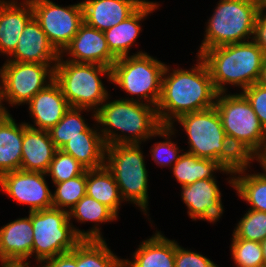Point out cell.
<instances>
[{"mask_svg":"<svg viewBox=\"0 0 266 267\" xmlns=\"http://www.w3.org/2000/svg\"><path fill=\"white\" fill-rule=\"evenodd\" d=\"M194 67L170 69L166 65L161 95L156 106L162 126L175 124L183 114L205 110L215 106L217 91L205 62L197 56Z\"/></svg>","mask_w":266,"mask_h":267,"instance_id":"1","label":"cell"},{"mask_svg":"<svg viewBox=\"0 0 266 267\" xmlns=\"http://www.w3.org/2000/svg\"><path fill=\"white\" fill-rule=\"evenodd\" d=\"M109 97L95 112L94 120L106 146L141 144L157 137L162 125L156 107L121 98L109 101Z\"/></svg>","mask_w":266,"mask_h":267,"instance_id":"2","label":"cell"},{"mask_svg":"<svg viewBox=\"0 0 266 267\" xmlns=\"http://www.w3.org/2000/svg\"><path fill=\"white\" fill-rule=\"evenodd\" d=\"M199 56L218 94L227 93L228 85L243 91L257 83L266 58L253 40L211 48Z\"/></svg>","mask_w":266,"mask_h":267,"instance_id":"3","label":"cell"},{"mask_svg":"<svg viewBox=\"0 0 266 267\" xmlns=\"http://www.w3.org/2000/svg\"><path fill=\"white\" fill-rule=\"evenodd\" d=\"M106 76L111 83V68L87 63H74L60 55L54 68V81L61 88L62 94L70 107L91 110L95 120V112L110 95L101 80Z\"/></svg>","mask_w":266,"mask_h":267,"instance_id":"4","label":"cell"},{"mask_svg":"<svg viewBox=\"0 0 266 267\" xmlns=\"http://www.w3.org/2000/svg\"><path fill=\"white\" fill-rule=\"evenodd\" d=\"M218 2L206 22L204 39L196 56L211 48L253 40L258 14L256 0Z\"/></svg>","mask_w":266,"mask_h":267,"instance_id":"5","label":"cell"},{"mask_svg":"<svg viewBox=\"0 0 266 267\" xmlns=\"http://www.w3.org/2000/svg\"><path fill=\"white\" fill-rule=\"evenodd\" d=\"M165 67L164 62L147 52L138 50L131 56L116 60L111 68V83L132 96L121 99L143 102L156 107L161 95Z\"/></svg>","mask_w":266,"mask_h":267,"instance_id":"6","label":"cell"},{"mask_svg":"<svg viewBox=\"0 0 266 267\" xmlns=\"http://www.w3.org/2000/svg\"><path fill=\"white\" fill-rule=\"evenodd\" d=\"M141 144L106 146L105 167L112 173L123 201L138 206L148 214V171Z\"/></svg>","mask_w":266,"mask_h":267,"instance_id":"7","label":"cell"},{"mask_svg":"<svg viewBox=\"0 0 266 267\" xmlns=\"http://www.w3.org/2000/svg\"><path fill=\"white\" fill-rule=\"evenodd\" d=\"M30 218L33 226L32 256L36 264L70 252L86 239V231L73 225L67 211L51 207L30 212Z\"/></svg>","mask_w":266,"mask_h":267,"instance_id":"8","label":"cell"},{"mask_svg":"<svg viewBox=\"0 0 266 267\" xmlns=\"http://www.w3.org/2000/svg\"><path fill=\"white\" fill-rule=\"evenodd\" d=\"M215 107L225 134L247 143L262 157L266 151V130L247 98L241 92L219 93Z\"/></svg>","mask_w":266,"mask_h":267,"instance_id":"9","label":"cell"},{"mask_svg":"<svg viewBox=\"0 0 266 267\" xmlns=\"http://www.w3.org/2000/svg\"><path fill=\"white\" fill-rule=\"evenodd\" d=\"M56 64L5 61L0 67L6 102L22 106L54 81Z\"/></svg>","mask_w":266,"mask_h":267,"instance_id":"10","label":"cell"},{"mask_svg":"<svg viewBox=\"0 0 266 267\" xmlns=\"http://www.w3.org/2000/svg\"><path fill=\"white\" fill-rule=\"evenodd\" d=\"M176 121L188 138L189 149L185 152L219 163L222 140L226 134L215 106L183 114Z\"/></svg>","mask_w":266,"mask_h":267,"instance_id":"11","label":"cell"},{"mask_svg":"<svg viewBox=\"0 0 266 267\" xmlns=\"http://www.w3.org/2000/svg\"><path fill=\"white\" fill-rule=\"evenodd\" d=\"M33 17L61 54L84 23L81 2L63 6L52 0H30Z\"/></svg>","mask_w":266,"mask_h":267,"instance_id":"12","label":"cell"},{"mask_svg":"<svg viewBox=\"0 0 266 267\" xmlns=\"http://www.w3.org/2000/svg\"><path fill=\"white\" fill-rule=\"evenodd\" d=\"M46 173L16 170L0 176V190L17 204H25L29 212L53 207L52 191Z\"/></svg>","mask_w":266,"mask_h":267,"instance_id":"13","label":"cell"},{"mask_svg":"<svg viewBox=\"0 0 266 267\" xmlns=\"http://www.w3.org/2000/svg\"><path fill=\"white\" fill-rule=\"evenodd\" d=\"M221 196L216 178L197 180L193 184L181 186L182 201L188 209V216L194 221L218 222L224 211Z\"/></svg>","mask_w":266,"mask_h":267,"instance_id":"14","label":"cell"},{"mask_svg":"<svg viewBox=\"0 0 266 267\" xmlns=\"http://www.w3.org/2000/svg\"><path fill=\"white\" fill-rule=\"evenodd\" d=\"M61 56H68L66 60L74 63L98 64L109 68H112L117 60L110 52L104 31L85 23L80 26Z\"/></svg>","mask_w":266,"mask_h":267,"instance_id":"15","label":"cell"},{"mask_svg":"<svg viewBox=\"0 0 266 267\" xmlns=\"http://www.w3.org/2000/svg\"><path fill=\"white\" fill-rule=\"evenodd\" d=\"M60 55L49 41L38 21L32 17L25 25L15 50L5 60L56 64Z\"/></svg>","mask_w":266,"mask_h":267,"instance_id":"16","label":"cell"},{"mask_svg":"<svg viewBox=\"0 0 266 267\" xmlns=\"http://www.w3.org/2000/svg\"><path fill=\"white\" fill-rule=\"evenodd\" d=\"M27 104L34 124L30 122H25V124L33 129L46 131L54 127L70 108L61 88L55 81L39 91Z\"/></svg>","mask_w":266,"mask_h":267,"instance_id":"17","label":"cell"},{"mask_svg":"<svg viewBox=\"0 0 266 267\" xmlns=\"http://www.w3.org/2000/svg\"><path fill=\"white\" fill-rule=\"evenodd\" d=\"M33 226L28 217L17 218L0 228V263L27 262L32 257Z\"/></svg>","mask_w":266,"mask_h":267,"instance_id":"18","label":"cell"},{"mask_svg":"<svg viewBox=\"0 0 266 267\" xmlns=\"http://www.w3.org/2000/svg\"><path fill=\"white\" fill-rule=\"evenodd\" d=\"M146 0H82L84 23L105 31L131 16Z\"/></svg>","mask_w":266,"mask_h":267,"instance_id":"19","label":"cell"},{"mask_svg":"<svg viewBox=\"0 0 266 267\" xmlns=\"http://www.w3.org/2000/svg\"><path fill=\"white\" fill-rule=\"evenodd\" d=\"M33 17L30 0H0V53L8 58L15 50L27 22Z\"/></svg>","mask_w":266,"mask_h":267,"instance_id":"20","label":"cell"},{"mask_svg":"<svg viewBox=\"0 0 266 267\" xmlns=\"http://www.w3.org/2000/svg\"><path fill=\"white\" fill-rule=\"evenodd\" d=\"M160 4L146 0L131 16L104 31L110 52L118 59L129 56L130 48L135 44L140 32L141 21L159 9Z\"/></svg>","mask_w":266,"mask_h":267,"instance_id":"21","label":"cell"},{"mask_svg":"<svg viewBox=\"0 0 266 267\" xmlns=\"http://www.w3.org/2000/svg\"><path fill=\"white\" fill-rule=\"evenodd\" d=\"M56 151L48 131L33 129L23 122L21 170L46 173Z\"/></svg>","mask_w":266,"mask_h":267,"instance_id":"22","label":"cell"},{"mask_svg":"<svg viewBox=\"0 0 266 267\" xmlns=\"http://www.w3.org/2000/svg\"><path fill=\"white\" fill-rule=\"evenodd\" d=\"M138 246L132 260H123V267H175V240L168 239L161 231L156 230Z\"/></svg>","mask_w":266,"mask_h":267,"instance_id":"23","label":"cell"},{"mask_svg":"<svg viewBox=\"0 0 266 267\" xmlns=\"http://www.w3.org/2000/svg\"><path fill=\"white\" fill-rule=\"evenodd\" d=\"M94 126H89L82 132V136L70 139L60 149L74 157L87 170L97 169L105 164L106 144L97 129L98 125Z\"/></svg>","mask_w":266,"mask_h":267,"instance_id":"24","label":"cell"},{"mask_svg":"<svg viewBox=\"0 0 266 267\" xmlns=\"http://www.w3.org/2000/svg\"><path fill=\"white\" fill-rule=\"evenodd\" d=\"M172 173L180 186L193 184L197 180L216 178L214 173L223 172L230 174L227 178L229 185L233 188V176L225 171L216 160L199 158L196 155L183 152L179 160L172 166Z\"/></svg>","mask_w":266,"mask_h":267,"instance_id":"25","label":"cell"},{"mask_svg":"<svg viewBox=\"0 0 266 267\" xmlns=\"http://www.w3.org/2000/svg\"><path fill=\"white\" fill-rule=\"evenodd\" d=\"M23 122L19 125L12 115L0 123V176L21 169Z\"/></svg>","mask_w":266,"mask_h":267,"instance_id":"26","label":"cell"},{"mask_svg":"<svg viewBox=\"0 0 266 267\" xmlns=\"http://www.w3.org/2000/svg\"><path fill=\"white\" fill-rule=\"evenodd\" d=\"M86 195L106 205L119 216L124 201L112 173L105 165L86 171Z\"/></svg>","mask_w":266,"mask_h":267,"instance_id":"27","label":"cell"},{"mask_svg":"<svg viewBox=\"0 0 266 267\" xmlns=\"http://www.w3.org/2000/svg\"><path fill=\"white\" fill-rule=\"evenodd\" d=\"M72 218L81 224L93 222V227L86 231V239L99 240L104 239L99 224L116 221L118 216L106 205L85 195L69 211V219Z\"/></svg>","mask_w":266,"mask_h":267,"instance_id":"28","label":"cell"},{"mask_svg":"<svg viewBox=\"0 0 266 267\" xmlns=\"http://www.w3.org/2000/svg\"><path fill=\"white\" fill-rule=\"evenodd\" d=\"M254 160L261 165V156L247 143L230 135L223 137L219 164L225 171L230 172L232 176L247 171Z\"/></svg>","mask_w":266,"mask_h":267,"instance_id":"29","label":"cell"},{"mask_svg":"<svg viewBox=\"0 0 266 267\" xmlns=\"http://www.w3.org/2000/svg\"><path fill=\"white\" fill-rule=\"evenodd\" d=\"M260 166L263 173L242 171L234 174L233 189L240 199L250 205L249 209L266 212V168Z\"/></svg>","mask_w":266,"mask_h":267,"instance_id":"30","label":"cell"},{"mask_svg":"<svg viewBox=\"0 0 266 267\" xmlns=\"http://www.w3.org/2000/svg\"><path fill=\"white\" fill-rule=\"evenodd\" d=\"M106 239H82L76 245L77 267H123V260L111 251Z\"/></svg>","mask_w":266,"mask_h":267,"instance_id":"31","label":"cell"},{"mask_svg":"<svg viewBox=\"0 0 266 267\" xmlns=\"http://www.w3.org/2000/svg\"><path fill=\"white\" fill-rule=\"evenodd\" d=\"M81 111L90 112L91 110L70 107L63 118L48 131L57 149H61L70 139L82 136V132L89 127Z\"/></svg>","mask_w":266,"mask_h":267,"instance_id":"32","label":"cell"},{"mask_svg":"<svg viewBox=\"0 0 266 267\" xmlns=\"http://www.w3.org/2000/svg\"><path fill=\"white\" fill-rule=\"evenodd\" d=\"M175 125L162 126L157 131V136L163 138V142H155L149 150L153 161L160 167H171L179 160L184 149H180L176 142H172V136L175 135ZM181 154H180V153Z\"/></svg>","mask_w":266,"mask_h":267,"instance_id":"33","label":"cell"},{"mask_svg":"<svg viewBox=\"0 0 266 267\" xmlns=\"http://www.w3.org/2000/svg\"><path fill=\"white\" fill-rule=\"evenodd\" d=\"M53 207L69 212L86 195V172L67 181L54 184Z\"/></svg>","mask_w":266,"mask_h":267,"instance_id":"34","label":"cell"},{"mask_svg":"<svg viewBox=\"0 0 266 267\" xmlns=\"http://www.w3.org/2000/svg\"><path fill=\"white\" fill-rule=\"evenodd\" d=\"M233 235L261 243L266 239V212L248 209L236 224Z\"/></svg>","mask_w":266,"mask_h":267,"instance_id":"35","label":"cell"},{"mask_svg":"<svg viewBox=\"0 0 266 267\" xmlns=\"http://www.w3.org/2000/svg\"><path fill=\"white\" fill-rule=\"evenodd\" d=\"M87 169L70 154L57 149L46 172L52 183H60L84 174Z\"/></svg>","mask_w":266,"mask_h":267,"instance_id":"36","label":"cell"},{"mask_svg":"<svg viewBox=\"0 0 266 267\" xmlns=\"http://www.w3.org/2000/svg\"><path fill=\"white\" fill-rule=\"evenodd\" d=\"M230 249L236 267H256L264 264L259 242L239 239L232 234Z\"/></svg>","mask_w":266,"mask_h":267,"instance_id":"37","label":"cell"},{"mask_svg":"<svg viewBox=\"0 0 266 267\" xmlns=\"http://www.w3.org/2000/svg\"><path fill=\"white\" fill-rule=\"evenodd\" d=\"M175 267H219L209 258L181 247L175 241Z\"/></svg>","mask_w":266,"mask_h":267,"instance_id":"38","label":"cell"},{"mask_svg":"<svg viewBox=\"0 0 266 267\" xmlns=\"http://www.w3.org/2000/svg\"><path fill=\"white\" fill-rule=\"evenodd\" d=\"M240 92L247 98L260 123L266 130V87L255 83Z\"/></svg>","mask_w":266,"mask_h":267,"instance_id":"39","label":"cell"},{"mask_svg":"<svg viewBox=\"0 0 266 267\" xmlns=\"http://www.w3.org/2000/svg\"><path fill=\"white\" fill-rule=\"evenodd\" d=\"M40 265L41 267H77L76 247L70 252L46 259Z\"/></svg>","mask_w":266,"mask_h":267,"instance_id":"40","label":"cell"},{"mask_svg":"<svg viewBox=\"0 0 266 267\" xmlns=\"http://www.w3.org/2000/svg\"><path fill=\"white\" fill-rule=\"evenodd\" d=\"M253 41L266 56V12H258L257 14Z\"/></svg>","mask_w":266,"mask_h":267,"instance_id":"41","label":"cell"},{"mask_svg":"<svg viewBox=\"0 0 266 267\" xmlns=\"http://www.w3.org/2000/svg\"><path fill=\"white\" fill-rule=\"evenodd\" d=\"M3 102H6V98L2 83L0 81V123L7 120L11 116L9 110H7L8 108L4 106L5 104H3Z\"/></svg>","mask_w":266,"mask_h":267,"instance_id":"42","label":"cell"},{"mask_svg":"<svg viewBox=\"0 0 266 267\" xmlns=\"http://www.w3.org/2000/svg\"><path fill=\"white\" fill-rule=\"evenodd\" d=\"M31 262L29 261L28 263L27 262H15V263H1V267H32L30 266ZM38 267H41L40 263H38V265H36ZM35 266V267H36Z\"/></svg>","mask_w":266,"mask_h":267,"instance_id":"43","label":"cell"},{"mask_svg":"<svg viewBox=\"0 0 266 267\" xmlns=\"http://www.w3.org/2000/svg\"><path fill=\"white\" fill-rule=\"evenodd\" d=\"M257 83L266 87V58L263 62V66L261 68L260 76Z\"/></svg>","mask_w":266,"mask_h":267,"instance_id":"44","label":"cell"},{"mask_svg":"<svg viewBox=\"0 0 266 267\" xmlns=\"http://www.w3.org/2000/svg\"><path fill=\"white\" fill-rule=\"evenodd\" d=\"M258 12H266V0H256Z\"/></svg>","mask_w":266,"mask_h":267,"instance_id":"45","label":"cell"},{"mask_svg":"<svg viewBox=\"0 0 266 267\" xmlns=\"http://www.w3.org/2000/svg\"><path fill=\"white\" fill-rule=\"evenodd\" d=\"M260 244L262 247L264 265H266V239L263 240Z\"/></svg>","mask_w":266,"mask_h":267,"instance_id":"46","label":"cell"},{"mask_svg":"<svg viewBox=\"0 0 266 267\" xmlns=\"http://www.w3.org/2000/svg\"><path fill=\"white\" fill-rule=\"evenodd\" d=\"M261 165L266 168V151L264 155L261 157Z\"/></svg>","mask_w":266,"mask_h":267,"instance_id":"47","label":"cell"},{"mask_svg":"<svg viewBox=\"0 0 266 267\" xmlns=\"http://www.w3.org/2000/svg\"><path fill=\"white\" fill-rule=\"evenodd\" d=\"M256 267H266V265H264V264H263V265H260V266H256Z\"/></svg>","mask_w":266,"mask_h":267,"instance_id":"48","label":"cell"}]
</instances>
